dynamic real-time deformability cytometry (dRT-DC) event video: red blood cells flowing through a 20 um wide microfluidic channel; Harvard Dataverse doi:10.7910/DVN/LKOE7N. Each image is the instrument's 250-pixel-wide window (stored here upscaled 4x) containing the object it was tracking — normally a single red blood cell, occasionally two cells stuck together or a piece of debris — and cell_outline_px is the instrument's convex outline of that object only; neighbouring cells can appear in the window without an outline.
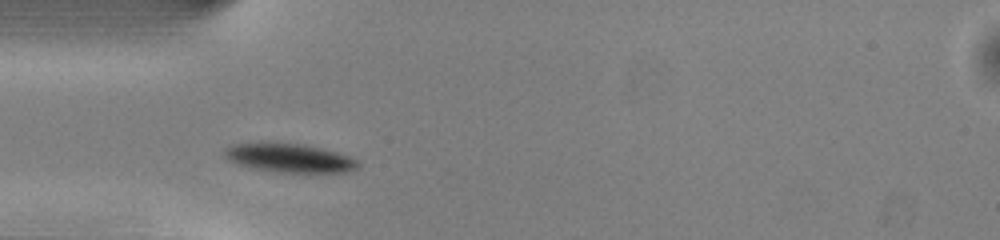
{"species": "common noctule bat (a hibernating species)", "species_latin": "Nyctalus noctula", "temperature_condition": "warm", "stored_images_in_passage": 37, "camera_frame_rate_fps": 3000, "um_per_image_px": 0.085, "animal": {"sex": "male", "body_mass_g": 13.0, "forearm_length_mm": 53.1}, "frame": {"image": 1, "passage_image": 1, "time_ms": 0.0, "image_size_px": [1000, 240], "cell_outline_px": [[360, 164], [356, 168], [348, 172], [276, 172], [256, 168], [240, 164], [228, 160], [224, 156], [224, 148], [236, 144], [260, 140], [304, 144], [336, 152], [348, 156], [356, 160]], "centroid_in_image_um": [24.55, 13.39], "position_along_channel_um": 60.5, "area_um2": 22.66}}
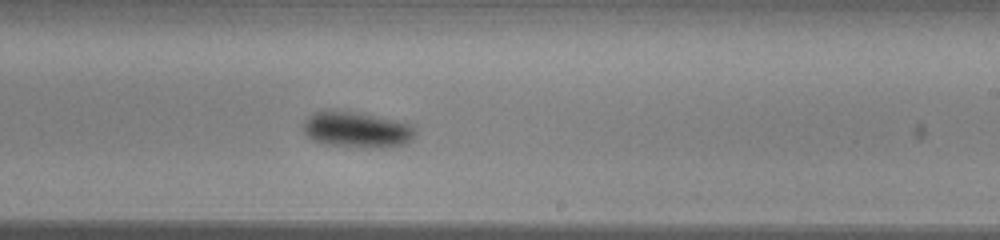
{"frame": {"image": 2, "passage_image": 16, "time_ms": 5.0, "image_size_px": [1000, 240], "cell_outline_px": [[416, 136], [408, 144], [384, 148], [356, 148], [324, 144], [312, 140], [304, 132], [304, 120], [312, 112], [324, 108], [340, 108], [404, 120], [412, 124], [416, 128]], "centroid_in_image_um": [30.38, 10.98], "position_along_channel_um": 258.6, "area_um2": 25.14}}
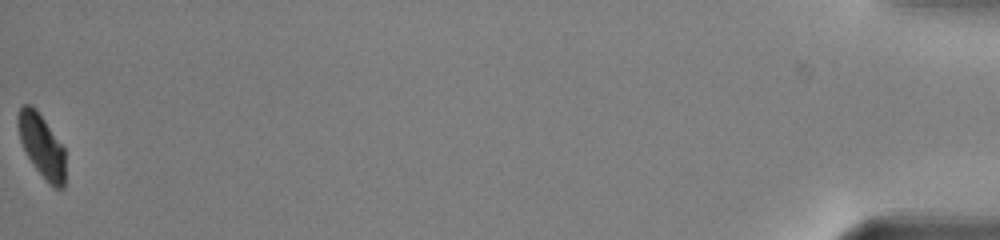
{"frame": {"image": 3, "passage_image": 37, "time_ms": 12.0, "image_size_px": [1000, 240], "cell_outline_px": [[64, 188], [56, 188], [36, 168], [28, 156], [20, 140], [16, 124], [16, 116], [20, 108], [24, 104], [32, 104], [36, 108], [64, 148]], "centroid_in_image_um": [3.51, 12.3], "position_along_channel_um": 431.7, "area_um2": 17.05}, "authors_computed_cell_mechanics": {"area_um2": 22.7732, "velocity_mm_per_s": 4.0116, "shape_relaxation_time_tau1_ms": 1.776, "shape_relaxation_time_tau2_ms": null, "deformation_change_tau1": 0.0942, "deformation_change_tau2": null}}